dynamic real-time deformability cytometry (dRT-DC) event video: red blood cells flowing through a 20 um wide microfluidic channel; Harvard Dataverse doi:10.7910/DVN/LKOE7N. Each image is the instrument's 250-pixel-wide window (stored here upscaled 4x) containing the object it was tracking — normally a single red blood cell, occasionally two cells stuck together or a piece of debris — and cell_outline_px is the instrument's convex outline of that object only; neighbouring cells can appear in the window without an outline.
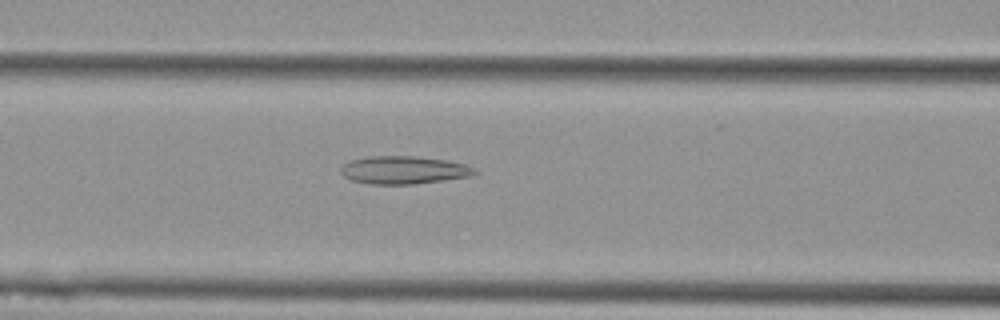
{"species": "Egyptian fruit bat (a non-hibernating species)", "species_latin": "Rousettus aegyptiacus", "temperature_condition": "cold", "stored_images_in_passage": 55, "camera_frame_rate_fps": 3000, "um_per_image_px": 0.085, "animal": {"sex": "female"}, "frame": {"image": 1, "passage_image": 23, "time_ms": 7.333, "image_size_px": [1000, 320], "cell_outline_px": [[476, 172], [472, 176], [412, 184], [368, 184], [352, 180], [344, 176], [340, 172], [340, 168], [344, 164], [352, 160], [368, 156], [412, 156], [444, 160], [464, 164], [472, 168]], "centroid_in_image_um": [34.26, 14.45], "position_along_channel_um": 132.3, "area_um2": 21.44}}
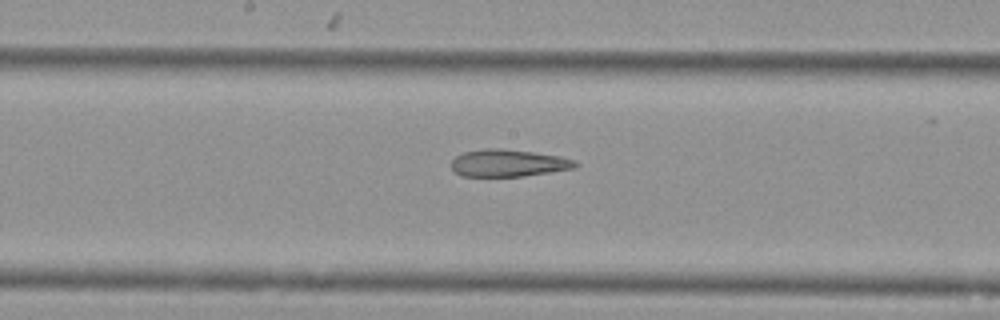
{"frame": {"image": 2, "passage_image": 29, "time_ms": 9.333, "image_size_px": [1000, 320], "cell_outline_px": [[580, 164], [576, 168], [524, 176], [460, 176], [452, 168], [452, 160], [456, 156], [464, 152], [484, 148], [504, 148], [560, 156], [576, 160]], "centroid_in_image_um": [43.24, 13.85], "position_along_channel_um": 205.0, "area_um2": 19.77}}
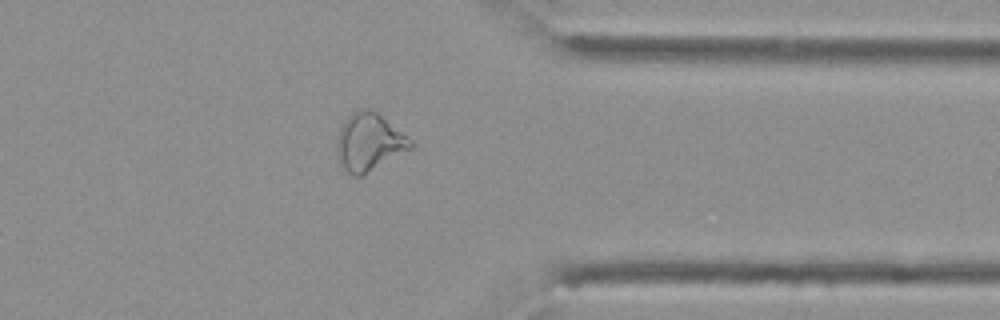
{"frame": {"image": 3, "passage_image": 44, "time_ms": 14.333, "image_size_px": [1000, 320], "cell_outline_px": [[416, 144], [412, 148], [360, 176], [352, 176], [344, 168], [340, 160], [336, 148], [336, 144], [340, 128], [348, 116], [352, 112], [360, 108], [368, 108], [376, 112], [412, 140]], "centroid_in_image_um": [31.37, 12.06], "position_along_channel_um": 380.0, "area_um2": 24.28}, "authors_computed_cell_mechanics": {"area_um2": 25.3164, "velocity_mm_per_s": 3.6453, "shape_relaxation_time_tau1_ms": null, "shape_relaxation_time_tau2_ms": 6.1542, "deformation_change_tau1": null, "deformation_change_tau2": 0.1765}}